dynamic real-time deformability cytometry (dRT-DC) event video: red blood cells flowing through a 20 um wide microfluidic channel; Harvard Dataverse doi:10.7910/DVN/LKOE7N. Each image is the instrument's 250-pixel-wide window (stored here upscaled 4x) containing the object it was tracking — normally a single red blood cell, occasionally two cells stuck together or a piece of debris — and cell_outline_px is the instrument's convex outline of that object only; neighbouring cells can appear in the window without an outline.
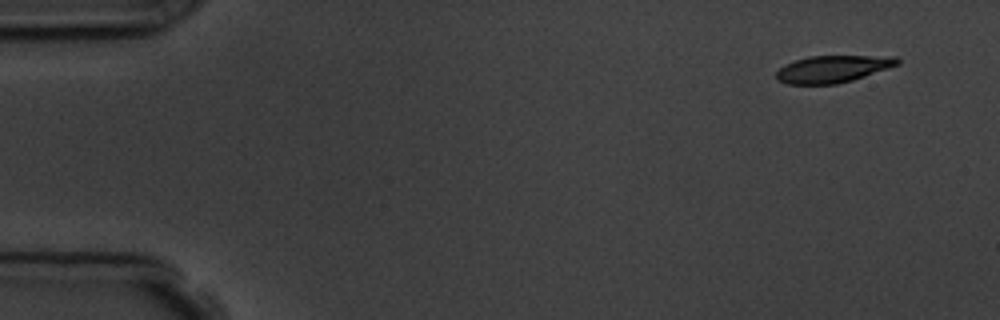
{"species": "common noctule bat (a hibernating species)", "species_latin": "Nyctalus noctula", "temperature_condition": "room temperature", "stored_images_in_passage": 5, "camera_frame_rate_fps": 3000, "um_per_image_px": 0.085, "animal": {"sex": "male", "body_mass_g": 19.5, "forearm_length_mm": 54.6}, "frame": {"image": 1, "passage_image": 1, "time_ms": 0.0, "image_size_px": [1000, 320], "cell_outline_px": [[900, 64], [852, 80], [836, 84], [788, 84], [776, 80], [776, 72], [784, 64], [808, 56], [896, 56], [900, 60]], "centroid_in_image_um": [70.77, 5.86], "position_along_channel_um": 14.2, "area_um2": 19.07}}
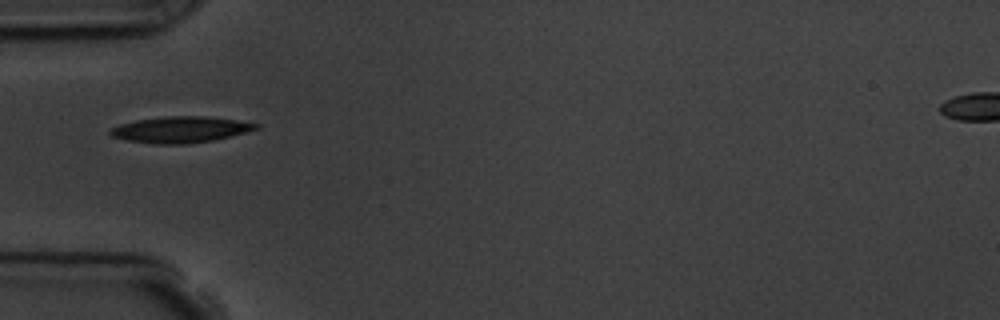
{"frame": {"image": 2, "passage_image": 5, "time_ms": 4.667, "image_size_px": [1000, 320], "cell_outline_px": [[260, 124], [256, 128], [244, 132], [212, 140], [188, 144], [156, 144], [128, 140], [112, 136], [108, 132], [112, 128], [120, 124], [136, 120], [168, 116], [204, 116], [236, 120]], "centroid_in_image_um": [15.3, 11.01], "position_along_channel_um": 69.7, "area_um2": 21.79}}